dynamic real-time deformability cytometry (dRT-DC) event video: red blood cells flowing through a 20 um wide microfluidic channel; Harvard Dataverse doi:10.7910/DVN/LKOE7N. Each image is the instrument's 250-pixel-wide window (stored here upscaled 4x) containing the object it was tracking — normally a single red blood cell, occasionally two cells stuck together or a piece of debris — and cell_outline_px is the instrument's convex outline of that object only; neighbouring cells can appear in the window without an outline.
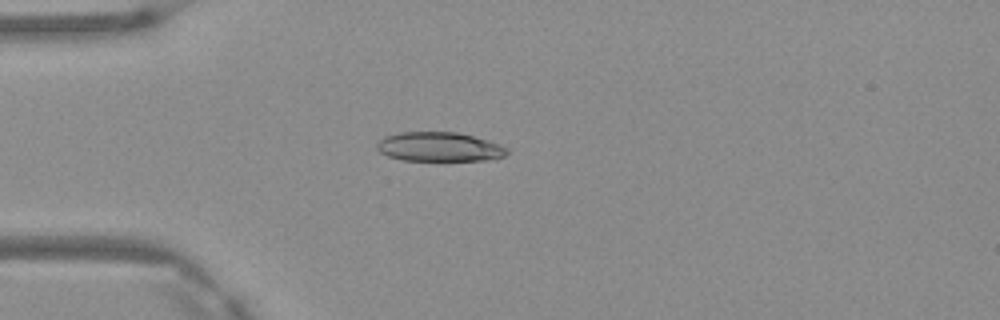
{"species": "Egyptian fruit bat (a non-hibernating species)", "species_latin": "Rousettus aegyptiacus", "temperature_condition": "warm", "stored_images_in_passage": 3, "camera_frame_rate_fps": 3000, "um_per_image_px": 0.085, "frame": {"image": 1, "passage_image": 3, "time_ms": 0.667, "image_size_px": [1000, 320], "cell_outline_px": [[508, 152], [504, 156], [488, 160], [404, 160], [388, 156], [380, 152], [376, 148], [376, 144], [384, 136], [400, 132], [456, 132], [488, 140], [500, 144], [508, 148]], "centroid_in_image_um": [37.33, 12.48], "position_along_channel_um": 47.7, "area_um2": 22.14}}